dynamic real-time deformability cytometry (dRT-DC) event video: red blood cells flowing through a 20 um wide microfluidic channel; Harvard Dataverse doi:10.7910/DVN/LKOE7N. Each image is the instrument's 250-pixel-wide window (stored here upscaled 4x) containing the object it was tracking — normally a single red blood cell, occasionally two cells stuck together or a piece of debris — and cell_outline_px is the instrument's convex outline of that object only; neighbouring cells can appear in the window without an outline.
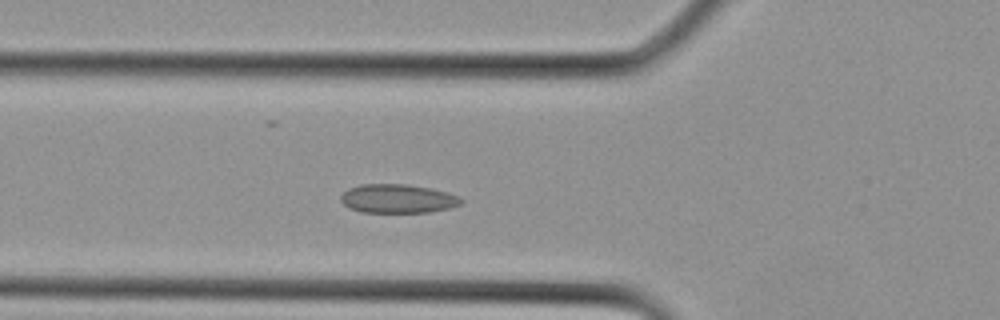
{"species": "Egyptian fruit bat (a non-hibernating species)", "species_latin": "Rousettus aegyptiacus", "temperature_condition": "cold", "stored_images_in_passage": 18, "camera_frame_rate_fps": 3000, "um_per_image_px": 0.085, "animal": {"sex": "female"}, "frame": {"image": 1, "passage_image": 7, "time_ms": 2.0, "image_size_px": [1000, 320], "cell_outline_px": [[464, 200], [460, 204], [448, 208], [428, 212], [360, 212], [348, 208], [340, 200], [340, 196], [348, 188], [360, 184], [404, 184], [432, 188], [448, 192]], "centroid_in_image_um": [33.77, 16.88], "position_along_channel_um": 92.0, "area_um2": 20.23}}
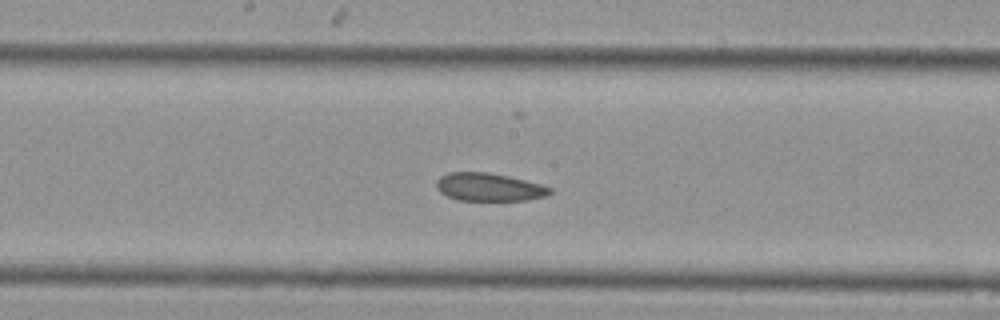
{"frame": {"image": 2, "passage_image": 12, "time_ms": 3.667, "image_size_px": [1000, 320], "cell_outline_px": [[552, 192], [544, 196], [528, 200], [460, 200], [448, 196], [440, 192], [436, 188], [436, 180], [440, 176], [448, 172], [488, 172], [508, 176], [540, 184], [552, 188]], "centroid_in_image_um": [41.54, 15.89], "position_along_channel_um": 206.7, "area_um2": 18.44}}
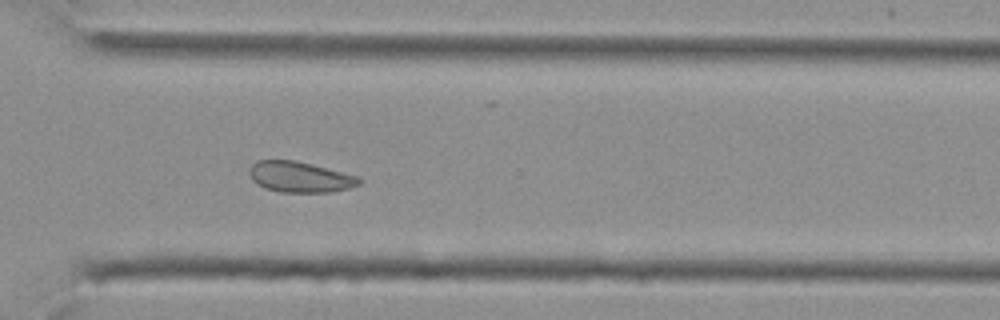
{"frame": {"image": 3, "passage_image": 18, "time_ms": 5.667, "image_size_px": [1000, 320], "cell_outline_px": [[364, 180], [360, 184], [348, 188], [332, 192], [280, 192], [264, 188], [252, 180], [248, 172], [248, 168], [256, 160], [296, 160], [360, 176]], "centroid_in_image_um": [25.5, 15.04], "position_along_channel_um": 345.1, "area_um2": 19.94}}